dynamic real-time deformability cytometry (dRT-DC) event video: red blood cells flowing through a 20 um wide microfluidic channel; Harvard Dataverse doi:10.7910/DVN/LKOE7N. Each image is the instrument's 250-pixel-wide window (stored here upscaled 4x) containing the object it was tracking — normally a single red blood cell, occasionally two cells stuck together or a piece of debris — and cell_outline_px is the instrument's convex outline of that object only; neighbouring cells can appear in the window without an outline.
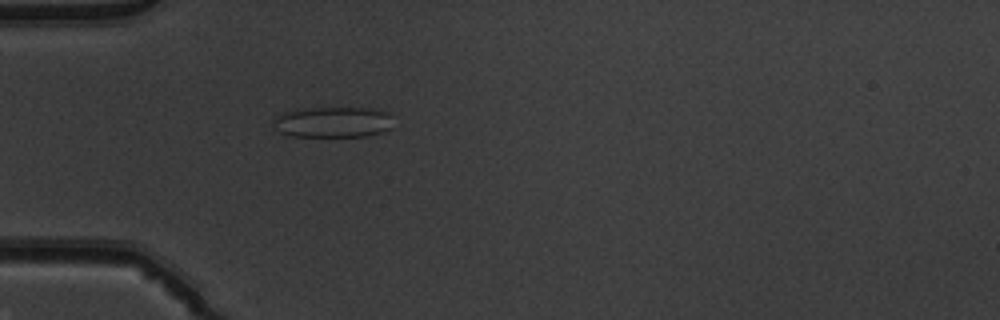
{"species": "common noctule bat (a hibernating species)", "species_latin": "Nyctalus noctula", "temperature_condition": "warm", "stored_images_in_passage": 51, "camera_frame_rate_fps": 3000, "um_per_image_px": 0.085, "animal": {"sex": "male", "body_mass_g": 19.5, "forearm_length_mm": 54.6}, "frame": {"image": 1, "passage_image": 16, "time_ms": 5.0, "image_size_px": [1000, 320], "cell_outline_px": [[392, 128], [380, 132], [364, 136], [292, 136], [280, 132], [272, 124], [272, 120], [276, 116], [284, 112], [308, 108], [368, 108], [384, 112], [392, 116]], "centroid_in_image_um": [28.28, 10.38], "position_along_channel_um": 56.7, "area_um2": 21.33}}
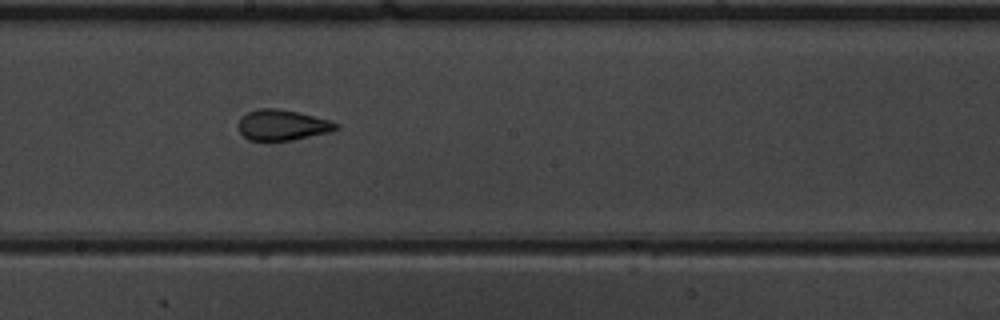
{"frame": {"image": 2, "passage_image": 29, "time_ms": 9.333, "image_size_px": [1000, 320], "cell_outline_px": [[340, 128], [328, 132], [292, 140], [248, 140], [236, 128], [240, 116], [248, 112], [260, 108], [276, 108], [296, 112], [332, 120], [340, 124]], "centroid_in_image_um": [23.98, 10.62], "position_along_channel_um": 224.2, "area_um2": 17.51}}
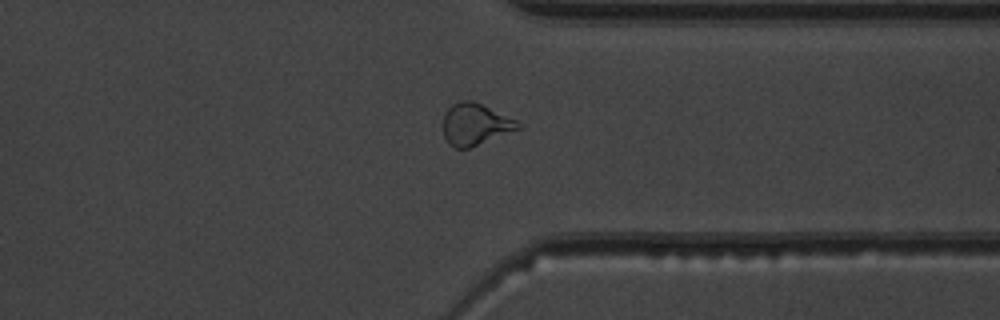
{"frame": {"image": 3, "passage_image": 40, "time_ms": 13.0, "image_size_px": [1000, 320], "cell_outline_px": [[520, 128], [468, 148], [456, 148], [448, 144], [444, 136], [444, 112], [452, 104], [460, 100], [472, 100], [516, 120], [520, 124]], "centroid_in_image_um": [40.35, 10.55], "position_along_channel_um": 371.1, "area_um2": 17.86}, "authors_computed_cell_mechanics": {"area_um2": 18.9006, "velocity_mm_per_s": 4.0226, "shape_relaxation_time_tau1_ms": null, "shape_relaxation_time_tau2_ms": 0.8674, "deformation_change_tau1": null, "deformation_change_tau2": 0.0884}}